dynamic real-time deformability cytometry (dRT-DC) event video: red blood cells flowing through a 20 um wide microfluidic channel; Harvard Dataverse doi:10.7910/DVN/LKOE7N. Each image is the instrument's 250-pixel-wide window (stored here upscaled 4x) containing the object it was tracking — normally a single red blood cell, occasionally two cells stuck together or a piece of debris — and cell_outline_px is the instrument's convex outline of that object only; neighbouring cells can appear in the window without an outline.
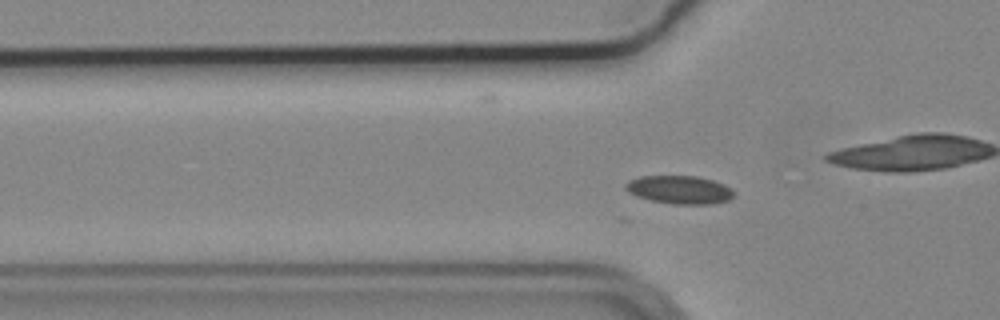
{"species": "common noctule bat (a hibernating species)", "species_latin": "Nyctalus noctula", "temperature_condition": "cold", "stored_images_in_passage": 30, "camera_frame_rate_fps": 3000, "um_per_image_px": 0.085, "animal": {"sex": "male", "body_mass_g": 19.2, "forearm_length_mm": 51.8}, "frame": {"image": 1, "passage_image": 16, "time_ms": 5.0, "image_size_px": [1000, 320], "cell_outline_px": [[732, 196], [728, 200], [712, 204], [672, 204], [652, 200], [636, 196], [628, 192], [624, 188], [624, 184], [628, 180], [640, 176], [696, 176], [712, 180], [724, 184], [732, 192]], "centroid_in_image_um": [57.69, 16.12], "position_along_channel_um": 68.1, "area_um2": 17.69}}